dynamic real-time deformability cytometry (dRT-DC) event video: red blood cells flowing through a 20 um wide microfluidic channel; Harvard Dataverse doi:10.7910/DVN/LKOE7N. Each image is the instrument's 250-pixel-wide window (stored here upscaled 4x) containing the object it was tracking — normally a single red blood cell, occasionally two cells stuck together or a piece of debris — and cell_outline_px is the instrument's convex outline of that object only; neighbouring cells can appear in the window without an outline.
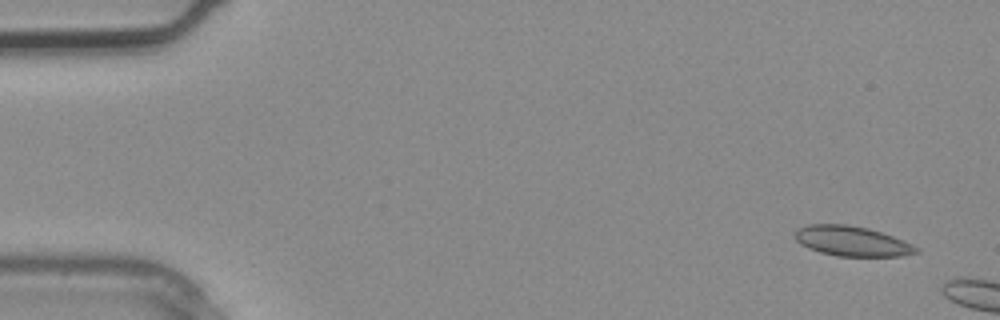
{"species": "common noctule bat (a hibernating species)", "species_latin": "Nyctalus noctula", "temperature_condition": "warm", "stored_images_in_passage": 3, "segment_of_instrument_passage": [2, 2], "camera_frame_rate_fps": 3000, "um_per_image_px": 0.085, "animal": {"sex": "male", "body_mass_g": 20.4}, "frame": {"image": 1, "passage_image": 3, "time_ms": 0.667, "image_size_px": [1000, 320], "cell_outline_px": [[920, 252], [904, 256], [836, 256], [820, 252], [808, 248], [800, 244], [796, 240], [796, 228], [808, 224], [848, 224], [868, 228], [904, 240], [920, 248]], "centroid_in_image_um": [72.43, 20.5], "position_along_channel_um": 12.6, "area_um2": 21.33}}